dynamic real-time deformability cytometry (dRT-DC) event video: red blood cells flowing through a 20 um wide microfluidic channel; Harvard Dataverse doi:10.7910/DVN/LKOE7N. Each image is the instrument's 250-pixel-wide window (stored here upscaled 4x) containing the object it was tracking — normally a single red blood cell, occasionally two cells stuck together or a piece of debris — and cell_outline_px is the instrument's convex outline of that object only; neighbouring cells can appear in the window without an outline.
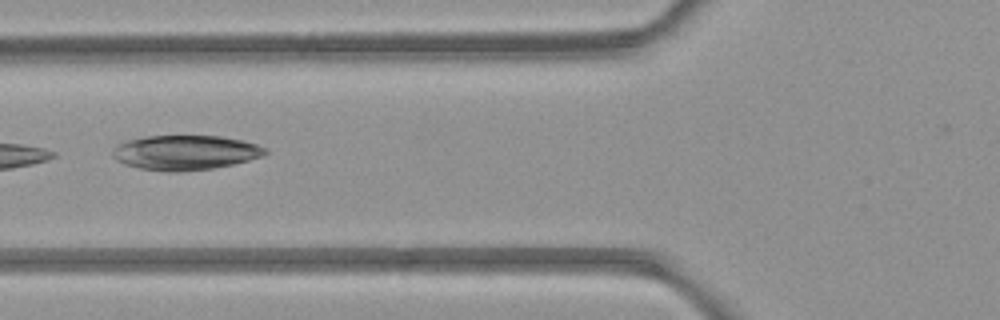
{"species": "common noctule bat (a hibernating species)", "species_latin": "Nyctalus noctula", "temperature_condition": "room temperature", "stored_images_in_passage": 6, "camera_frame_rate_fps": 3000, "um_per_image_px": 0.085, "animal": {"sex": "female", "body_mass_g": 21.9}, "frame": {"image": 1, "passage_image": 5, "time_ms": 5.333, "image_size_px": [1000, 320], "cell_outline_px": [[268, 152], [264, 156], [232, 164], [212, 168], [180, 172], [168, 172], [140, 168], [124, 164], [116, 160], [112, 156], [112, 148], [116, 144], [128, 140], [148, 136], [220, 136], [244, 140], [268, 148]], "centroid_in_image_um": [15.75, 12.96], "position_along_channel_um": 110.1, "area_um2": 31.04}}
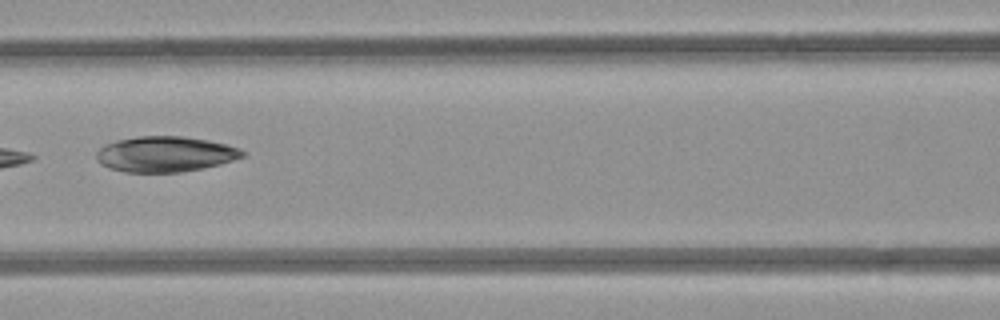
{"frame": {"image": 2, "passage_image": 6, "time_ms": 6.333, "image_size_px": [1000, 320], "cell_outline_px": [[248, 152], [244, 156], [220, 164], [204, 168], [180, 172], [124, 172], [108, 168], [100, 164], [96, 156], [96, 152], [104, 144], [116, 140], [136, 136], [184, 136], [208, 140], [228, 144], [240, 148]], "centroid_in_image_um": [14.05, 13.09], "position_along_channel_um": 152.6, "area_um2": 30.58}}